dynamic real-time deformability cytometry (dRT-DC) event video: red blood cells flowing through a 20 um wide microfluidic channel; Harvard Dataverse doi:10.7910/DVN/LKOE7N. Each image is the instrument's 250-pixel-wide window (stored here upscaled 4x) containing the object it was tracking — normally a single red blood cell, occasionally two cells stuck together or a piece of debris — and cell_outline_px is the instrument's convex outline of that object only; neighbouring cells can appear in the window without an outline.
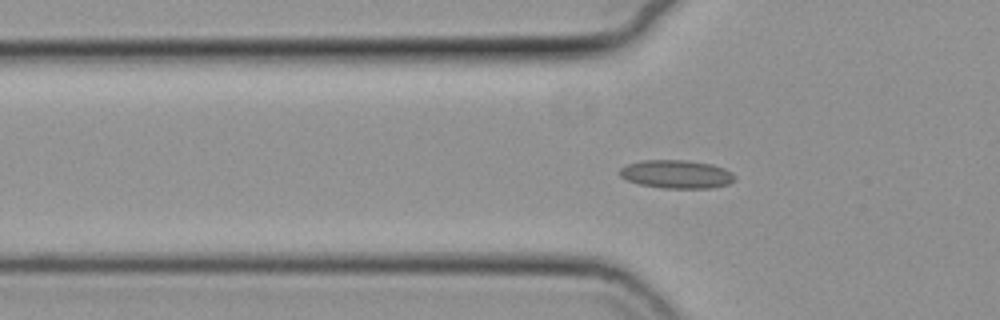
{"species": "common noctule bat (a hibernating species)", "species_latin": "Nyctalus noctula", "temperature_condition": "cold", "stored_images_in_passage": 42, "camera_frame_rate_fps": 3000, "um_per_image_px": 0.085, "animal": {"sex": "female", "body_mass_g": 19.3, "forearm_length_mm": 54.1}, "frame": {"image": 1, "passage_image": 4, "time_ms": 1.0, "image_size_px": [1000, 320], "cell_outline_px": [[736, 180], [728, 184], [712, 188], [660, 188], [640, 184], [624, 180], [620, 176], [620, 168], [628, 164], [644, 160], [688, 160], [712, 164], [724, 168], [732, 172], [736, 176]], "centroid_in_image_um": [57.52, 14.81], "position_along_channel_um": 68.3, "area_um2": 19.19}}
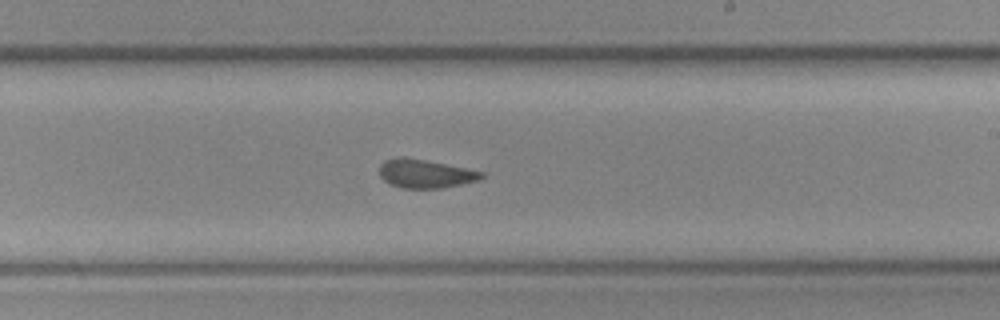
{"frame": {"image": 2, "passage_image": 19, "time_ms": 6.0, "image_size_px": [1000, 320], "cell_outline_px": [[484, 176], [480, 180], [444, 188], [400, 188], [388, 184], [380, 176], [380, 164], [384, 160], [400, 156], [404, 156], [484, 172]], "centroid_in_image_um": [36.12, 14.77], "position_along_channel_um": 252.9, "area_um2": 17.05}}
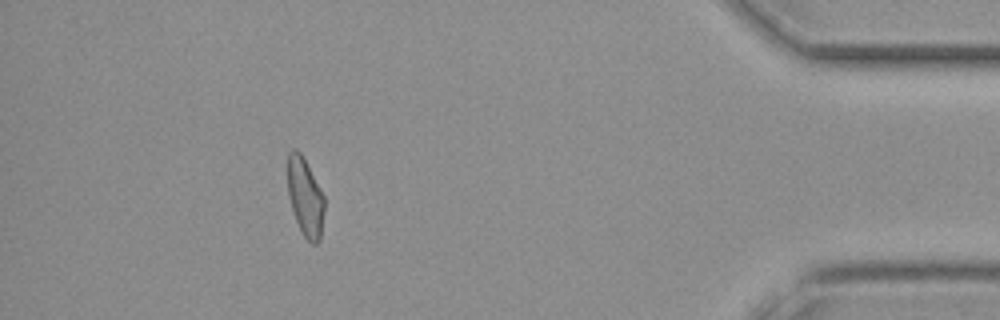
{"frame": {"image": 3, "passage_image": 36, "time_ms": 11.667, "image_size_px": [1000, 320], "cell_outline_px": [[324, 212], [320, 240], [316, 244], [312, 244], [304, 236], [296, 220], [288, 196], [288, 152], [292, 148], [296, 148], [300, 152], [324, 196]], "centroid_in_image_um": [25.94, 16.76], "position_along_channel_um": 409.3, "area_um2": 16.53}, "authors_computed_cell_mechanics": {"area_um2": 17.4556, "velocity_mm_per_s": 3.7119, "shape_relaxation_time_tau1_ms": null, "shape_relaxation_time_tau2_ms": 1.9993, "deformation_change_tau1": null, "deformation_change_tau2": 0.0846}}